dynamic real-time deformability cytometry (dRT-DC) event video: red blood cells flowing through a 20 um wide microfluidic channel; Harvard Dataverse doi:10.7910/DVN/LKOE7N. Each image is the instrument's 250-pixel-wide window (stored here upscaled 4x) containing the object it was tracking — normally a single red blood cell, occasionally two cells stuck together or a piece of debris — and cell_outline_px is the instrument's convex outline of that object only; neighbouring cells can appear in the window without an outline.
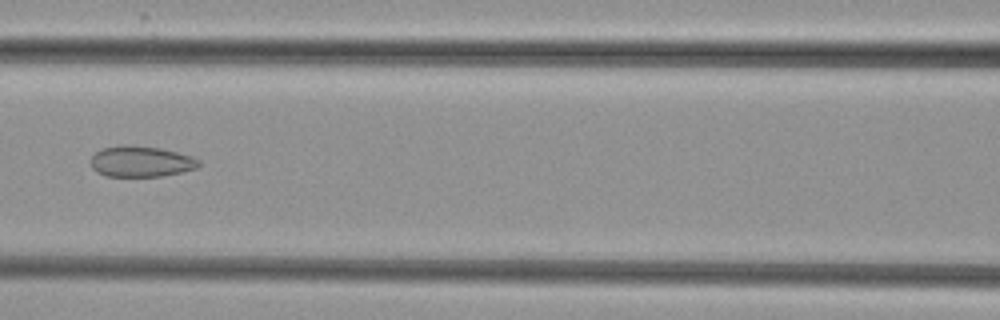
{"species": "common noctule bat (a hibernating species)", "species_latin": "Nyctalus noctula", "temperature_condition": "cold", "stored_images_in_passage": 7, "camera_frame_rate_fps": 3000, "um_per_image_px": 0.085, "animal": {"sex": "female", "body_mass_g": 29.2, "forearm_length_mm": 56.3}, "frame": {"image": 1, "passage_image": 7, "time_ms": 7.0, "image_size_px": [1000, 320], "cell_outline_px": [[200, 164], [196, 168], [180, 172], [160, 176], [104, 176], [96, 172], [92, 168], [92, 156], [100, 148], [128, 144], [160, 148], [192, 156], [200, 160]], "centroid_in_image_um": [11.96, 13.72], "position_along_channel_um": 154.6, "area_um2": 19.42}}